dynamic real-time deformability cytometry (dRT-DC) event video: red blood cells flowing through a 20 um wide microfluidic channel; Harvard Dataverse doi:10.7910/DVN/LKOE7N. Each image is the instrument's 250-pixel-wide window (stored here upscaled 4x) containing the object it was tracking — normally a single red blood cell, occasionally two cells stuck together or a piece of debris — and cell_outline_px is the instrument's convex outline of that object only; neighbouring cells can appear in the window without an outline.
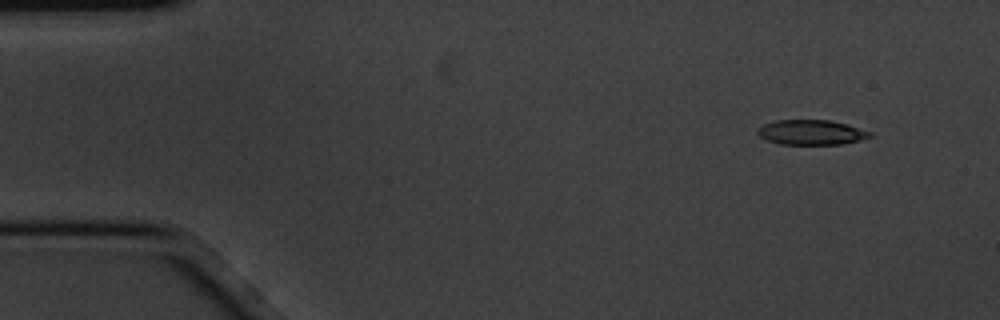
{"species": "common noctule bat (a hibernating species)", "species_latin": "Nyctalus noctula", "temperature_condition": "cold", "stored_images_in_passage": 5, "segment_of_instrument_passage": [1, 2], "camera_frame_rate_fps": 3000, "um_per_image_px": 0.085, "animal": {"sex": "male", "body_mass_g": 20.1, "forearm_length_mm": 53.5}, "frame": {"image": 1, "passage_image": 1, "time_ms": 0.0, "image_size_px": [1000, 320], "cell_outline_px": [[872, 136], [860, 140], [840, 144], [780, 144], [768, 140], [760, 136], [756, 132], [764, 124], [776, 120], [828, 120], [848, 124], [872, 132]], "centroid_in_image_um": [68.99, 11.24], "position_along_channel_um": 16.0, "area_um2": 16.18}}
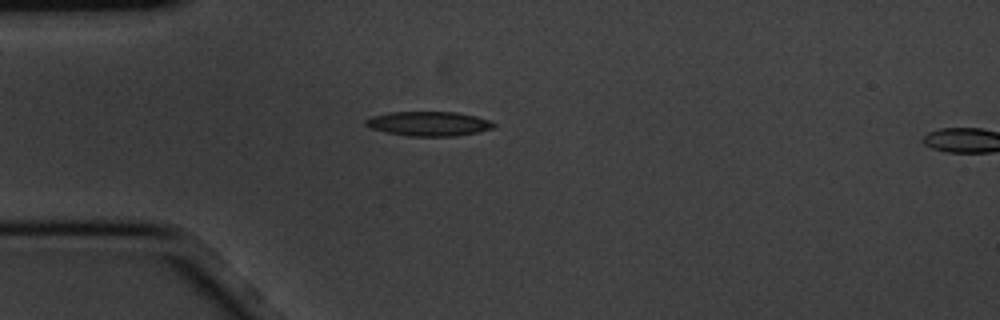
{"frame": {"image": 2, "passage_image": 4, "time_ms": 1.0, "image_size_px": [1000, 320], "cell_outline_px": [[496, 128], [480, 132], [456, 136], [408, 136], [384, 132], [372, 128], [364, 124], [364, 120], [372, 116], [388, 112], [456, 112], [476, 116], [488, 120], [496, 124]], "centroid_in_image_um": [36.46, 10.52], "position_along_channel_um": 48.5, "area_um2": 18.44}}